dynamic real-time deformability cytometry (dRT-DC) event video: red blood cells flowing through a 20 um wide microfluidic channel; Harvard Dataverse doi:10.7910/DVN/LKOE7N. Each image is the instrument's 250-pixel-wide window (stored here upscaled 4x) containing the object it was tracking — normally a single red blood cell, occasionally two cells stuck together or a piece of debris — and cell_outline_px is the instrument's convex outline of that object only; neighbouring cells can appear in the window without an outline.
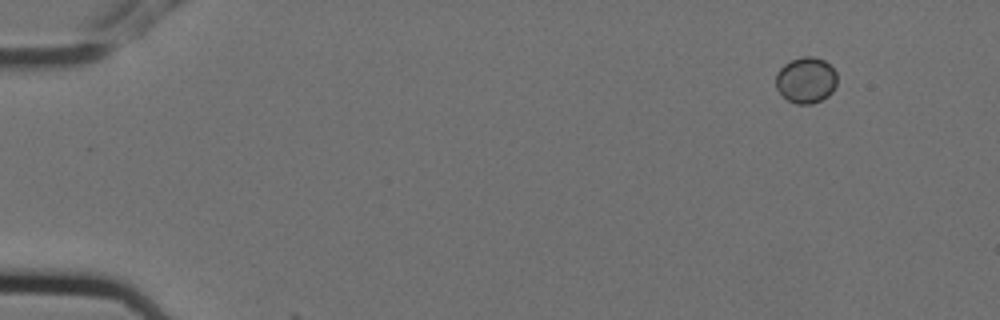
{"species": "Egyptian fruit bat (a non-hibernating species)", "species_latin": "Rousettus aegyptiacus", "temperature_condition": "cold", "stored_images_in_passage": 4, "camera_frame_rate_fps": 3000, "um_per_image_px": 0.085, "animal": {"sex": "female"}, "frame": {"image": 1, "passage_image": 1, "time_ms": 0.0, "image_size_px": [1000, 320], "cell_outline_px": [[836, 84], [832, 92], [828, 96], [812, 104], [796, 104], [788, 100], [776, 88], [776, 72], [784, 64], [800, 56], [812, 56], [824, 60], [836, 72]], "centroid_in_image_um": [68.5, 6.8], "position_along_channel_um": 16.5, "area_um2": 16.42}}
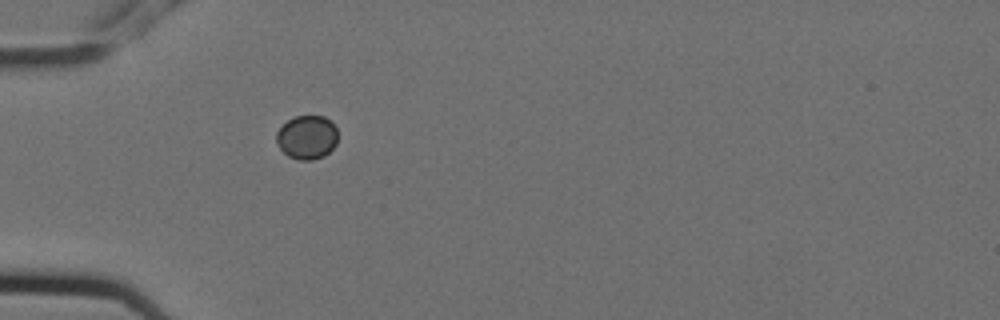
{"frame": {"image": 2, "passage_image": 4, "time_ms": 1.0, "image_size_px": [1000, 320], "cell_outline_px": [[336, 144], [324, 156], [312, 160], [300, 160], [288, 156], [280, 148], [276, 140], [276, 132], [288, 120], [296, 116], [324, 116], [336, 128]], "centroid_in_image_um": [26.07, 11.68], "position_along_channel_um": 58.9, "area_um2": 15.43}}